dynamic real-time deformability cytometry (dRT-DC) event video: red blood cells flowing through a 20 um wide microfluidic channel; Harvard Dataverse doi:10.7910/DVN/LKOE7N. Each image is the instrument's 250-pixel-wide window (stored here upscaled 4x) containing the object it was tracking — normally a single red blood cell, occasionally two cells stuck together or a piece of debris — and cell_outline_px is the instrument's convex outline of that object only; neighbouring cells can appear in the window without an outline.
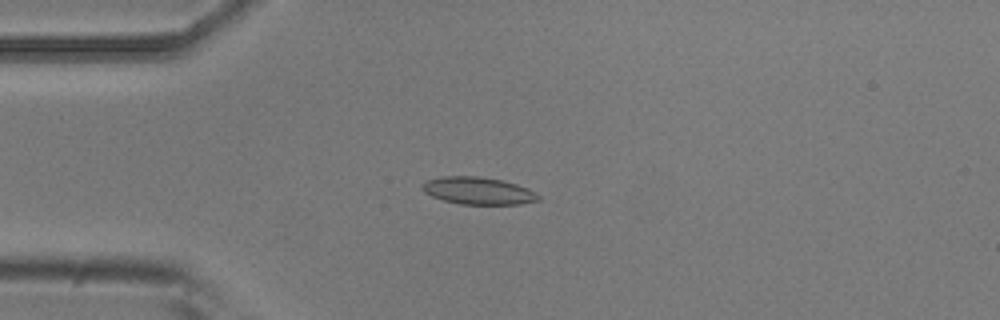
{"species": "common noctule bat (a hibernating species)", "species_latin": "Nyctalus noctula", "temperature_condition": "room temperature", "stored_images_in_passage": 6, "camera_frame_rate_fps": 3000, "um_per_image_px": 0.085, "animal": {"sex": "male", "body_mass_g": 20.5, "forearm_length_mm": 52.5}, "frame": {"image": 1, "passage_image": 4, "time_ms": 1.0, "image_size_px": [1000, 320], "cell_outline_px": [[540, 200], [520, 204], [460, 204], [444, 200], [432, 196], [424, 192], [420, 188], [428, 180], [444, 176], [476, 176], [500, 180], [516, 184], [528, 188], [536, 192], [540, 196]], "centroid_in_image_um": [40.67, 16.22], "position_along_channel_um": 44.3, "area_um2": 18.32}}
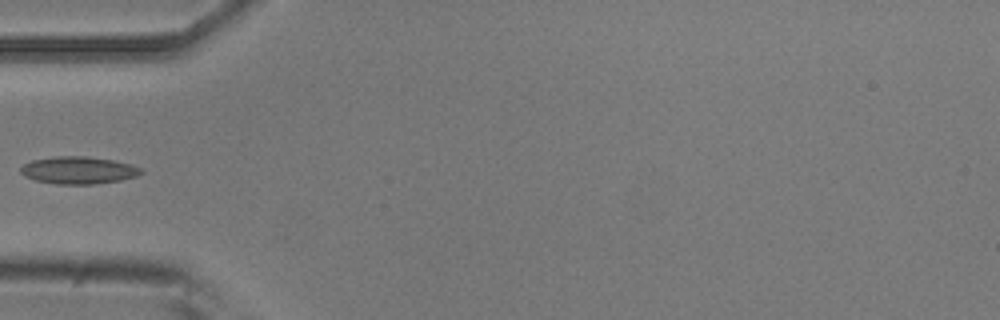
{"frame": {"image": 2, "passage_image": 5, "time_ms": 1.333, "image_size_px": [1000, 320], "cell_outline_px": [[144, 172], [136, 176], [120, 180], [96, 184], [56, 184], [36, 180], [24, 176], [20, 172], [20, 168], [24, 164], [32, 160], [56, 156], [84, 156], [112, 160], [132, 164], [140, 168]], "centroid_in_image_um": [6.66, 14.47], "position_along_channel_um": 78.3, "area_um2": 19.13}}
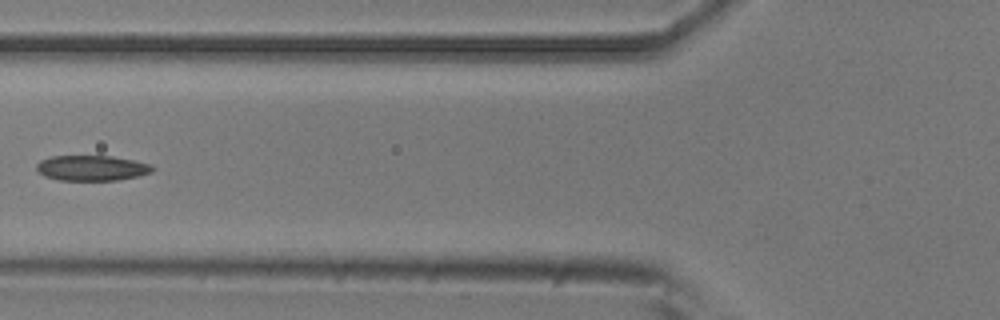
{"frame": {"image": 3, "passage_image": 6, "time_ms": 1.667, "image_size_px": [1000, 320], "cell_outline_px": [[156, 168], [152, 172], [136, 176], [116, 180], [60, 180], [44, 176], [36, 168], [36, 164], [40, 160], [52, 156], [112, 156], [152, 164]], "centroid_in_image_um": [7.81, 14.27], "position_along_channel_um": 118.0, "area_um2": 17.05}}